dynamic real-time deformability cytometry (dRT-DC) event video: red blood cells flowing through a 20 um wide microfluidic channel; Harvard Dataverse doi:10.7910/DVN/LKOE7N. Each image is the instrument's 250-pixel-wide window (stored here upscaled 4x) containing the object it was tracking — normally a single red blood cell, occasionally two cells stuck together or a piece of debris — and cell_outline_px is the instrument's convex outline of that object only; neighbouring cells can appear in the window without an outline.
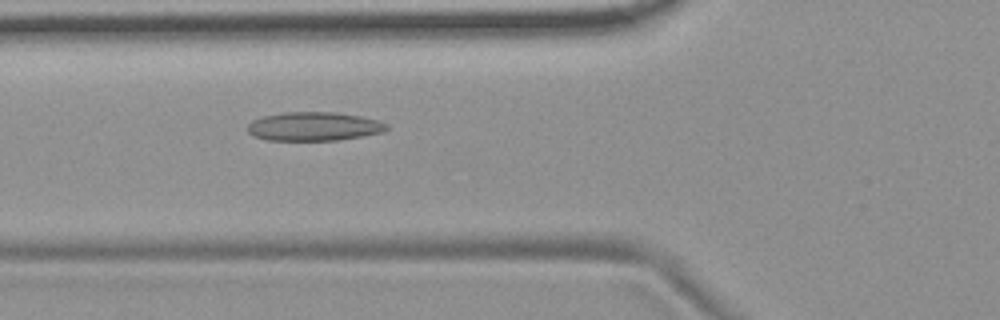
{"species": "common noctule bat (a hibernating species)", "species_latin": "Nyctalus noctula", "temperature_condition": "room temperature", "stored_images_in_passage": 54, "camera_frame_rate_fps": 3000, "um_per_image_px": 0.085, "animal": {"sex": "female", "body_mass_g": 19.9}, "frame": {"image": 1, "passage_image": 20, "time_ms": 6.333, "image_size_px": [1000, 320], "cell_outline_px": [[388, 128], [384, 132], [336, 140], [268, 140], [252, 136], [248, 132], [248, 124], [252, 120], [264, 116], [284, 112], [332, 112], [360, 116], [380, 120], [388, 124]], "centroid_in_image_um": [26.68, 10.74], "position_along_channel_um": 99.1, "area_um2": 23.29}}
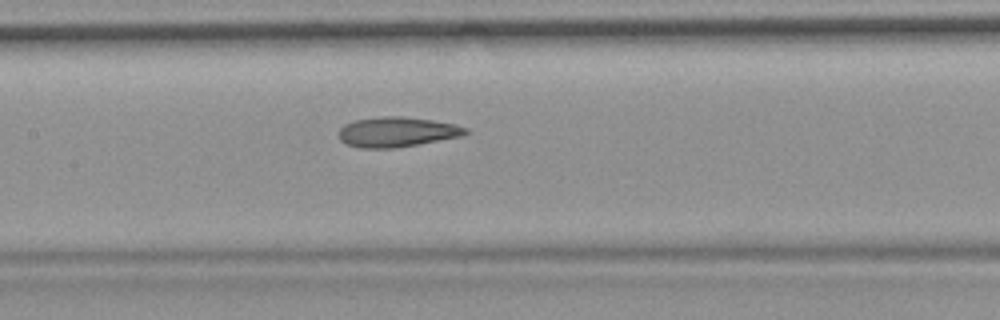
{"frame": {"image": 2, "passage_image": 26, "time_ms": 8.333, "image_size_px": [1000, 320], "cell_outline_px": [[468, 132], [464, 136], [396, 148], [360, 148], [348, 144], [340, 140], [340, 128], [344, 124], [352, 120], [384, 116], [400, 116], [432, 120], [456, 124], [468, 128]], "centroid_in_image_um": [33.77, 11.21], "position_along_channel_um": 173.6, "area_um2": 22.25}}
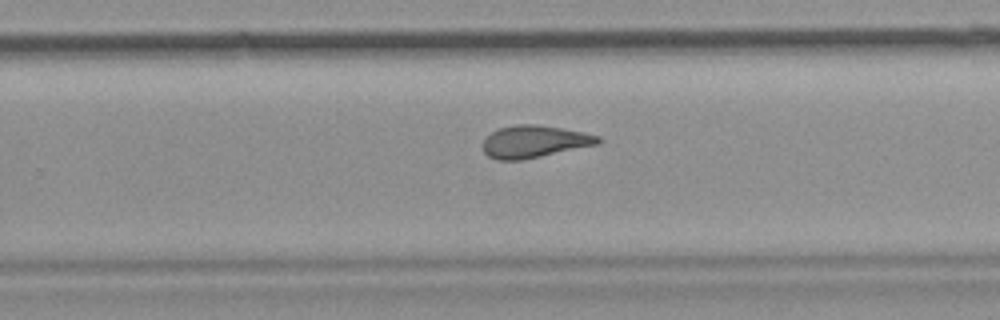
{"frame": {"image": 3, "passage_image": 35, "time_ms": 11.333, "image_size_px": [1000, 320], "cell_outline_px": [[604, 140], [600, 144], [520, 160], [496, 160], [488, 156], [484, 152], [480, 144], [496, 128], [516, 124], [536, 124], [584, 132], [600, 136]], "centroid_in_image_um": [45.41, 12.03], "position_along_channel_um": 284.4, "area_um2": 21.85}}